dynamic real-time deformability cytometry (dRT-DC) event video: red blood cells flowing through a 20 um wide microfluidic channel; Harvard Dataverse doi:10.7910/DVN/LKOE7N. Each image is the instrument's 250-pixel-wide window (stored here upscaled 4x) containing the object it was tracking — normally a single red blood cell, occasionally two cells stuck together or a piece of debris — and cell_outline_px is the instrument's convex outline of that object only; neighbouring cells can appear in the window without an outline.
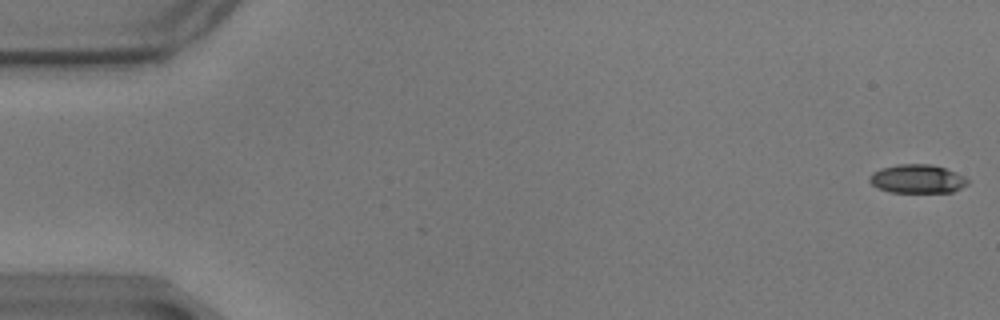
{"species": "common noctule bat (a hibernating species)", "species_latin": "Nyctalus noctula", "temperature_condition": "warm", "stored_images_in_passage": 51, "camera_frame_rate_fps": 3000, "um_per_image_px": 0.085, "animal": {"sex": "male", "body_mass_g": 17.9}, "frame": {"image": 1, "passage_image": 1, "time_ms": 0.0, "image_size_px": [1000, 320], "cell_outline_px": [[968, 184], [952, 192], [888, 192], [872, 184], [868, 180], [868, 176], [872, 172], [880, 168], [896, 164], [932, 164], [944, 168], [964, 176], [968, 180]], "centroid_in_image_um": [77.93, 15.19], "position_along_channel_um": 7.1, "area_um2": 16.42}}
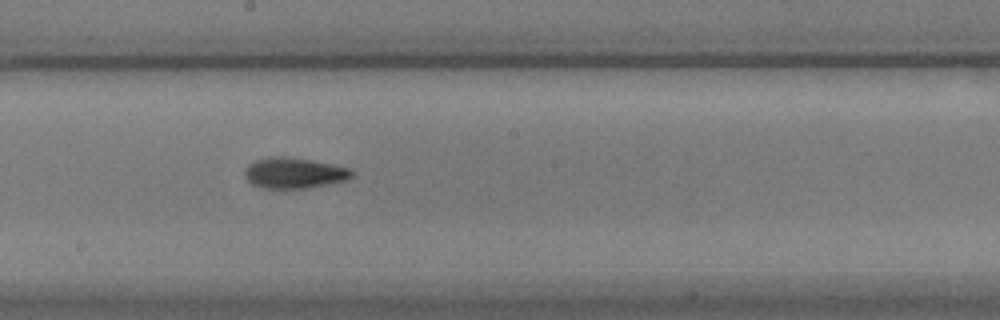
{"frame": {"image": 2, "passage_image": 32, "time_ms": 10.333, "image_size_px": [1000, 320], "cell_outline_px": [[352, 176], [348, 180], [308, 188], [264, 188], [252, 184], [244, 176], [244, 172], [248, 164], [256, 160], [268, 156], [288, 156], [332, 164], [352, 168]], "centroid_in_image_um": [25.0, 14.69], "position_along_channel_um": 223.2, "area_um2": 19.31}}
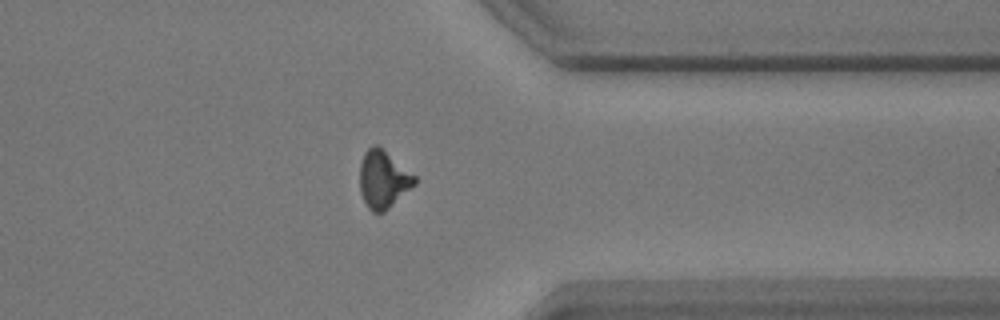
{"frame": {"image": 3, "passage_image": 46, "time_ms": 15.0, "image_size_px": [1000, 320], "cell_outline_px": [[416, 184], [384, 212], [372, 212], [368, 208], [364, 200], [360, 188], [360, 164], [364, 152], [372, 144], [376, 144], [416, 176]], "centroid_in_image_um": [32.57, 15.24], "position_along_channel_um": 378.8, "area_um2": 18.21}, "authors_computed_cell_mechanics": {"area_um2": 17.629, "velocity_mm_per_s": 3.4868, "shape_relaxation_time_tau1_ms": 6.7121, "shape_relaxation_time_tau2_ms": 5.4228, "deformation_change_tau1": 0.1925, "deformation_change_tau2": 0.1394}}